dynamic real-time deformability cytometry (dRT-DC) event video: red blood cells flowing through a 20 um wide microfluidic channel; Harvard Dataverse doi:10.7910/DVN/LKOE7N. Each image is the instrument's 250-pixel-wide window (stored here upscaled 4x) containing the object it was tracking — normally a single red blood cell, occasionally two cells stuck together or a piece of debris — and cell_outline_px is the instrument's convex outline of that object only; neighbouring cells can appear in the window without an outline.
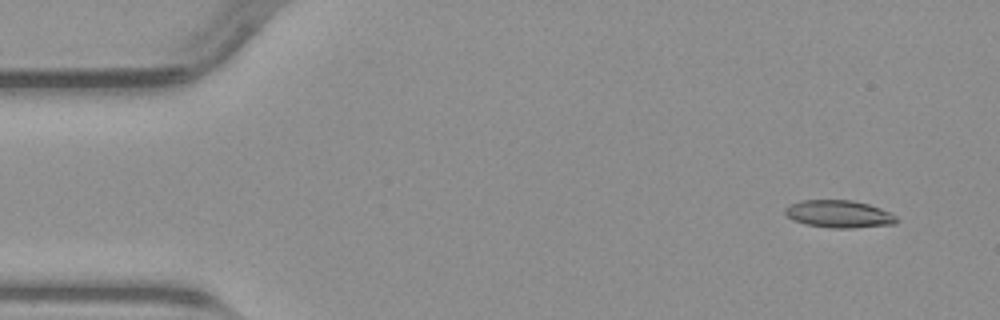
{"species": "common noctule bat (a hibernating species)", "species_latin": "Nyctalus noctula", "temperature_condition": "warm", "stored_images_in_passage": 50, "camera_frame_rate_fps": 3000, "um_per_image_px": 0.085, "animal": {"sex": "male", "body_mass_g": 23.1, "forearm_length_mm": 52.7}, "frame": {"image": 1, "passage_image": 4, "time_ms": 1.0, "image_size_px": [1000, 320], "cell_outline_px": [[896, 224], [852, 228], [832, 228], [804, 224], [792, 220], [784, 212], [784, 208], [788, 204], [800, 200], [852, 200], [868, 204], [892, 212], [896, 216]], "centroid_in_image_um": [71.28, 18.19], "position_along_channel_um": 13.7, "area_um2": 18.03}}
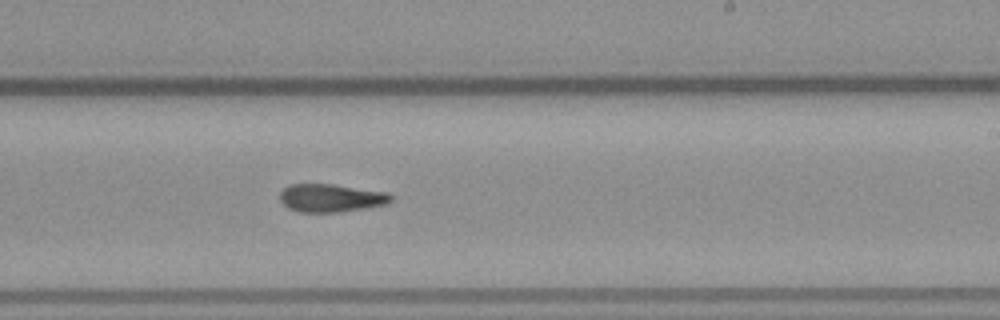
{"frame": {"image": 2, "passage_image": 30, "time_ms": 9.667, "image_size_px": [1000, 320], "cell_outline_px": [[392, 200], [388, 204], [364, 208], [336, 212], [296, 212], [288, 208], [280, 200], [280, 192], [288, 184], [332, 184], [388, 192], [392, 196]], "centroid_in_image_um": [28.12, 16.82], "position_along_channel_um": 260.9, "area_um2": 18.21}}
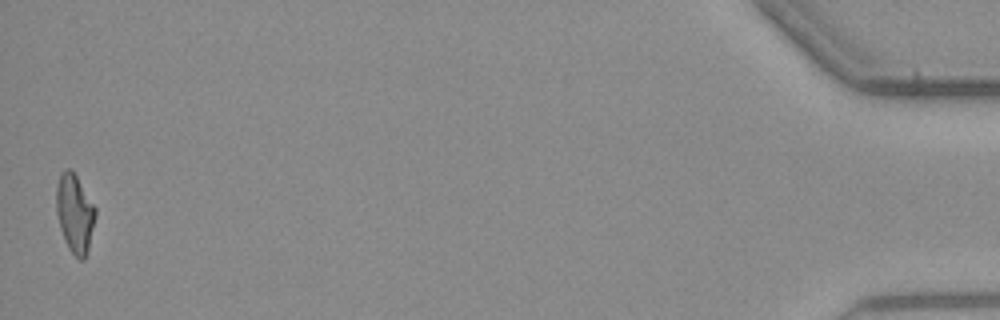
{"frame": {"image": 3, "passage_image": 50, "time_ms": 16.333, "image_size_px": [1000, 320], "cell_outline_px": [[96, 216], [88, 248], [84, 260], [80, 260], [68, 248], [64, 240], [60, 228], [56, 212], [56, 184], [60, 172], [64, 168], [68, 168], [76, 176], [96, 208]], "centroid_in_image_um": [6.34, 18.12], "position_along_channel_um": 428.9, "area_um2": 17.86}}